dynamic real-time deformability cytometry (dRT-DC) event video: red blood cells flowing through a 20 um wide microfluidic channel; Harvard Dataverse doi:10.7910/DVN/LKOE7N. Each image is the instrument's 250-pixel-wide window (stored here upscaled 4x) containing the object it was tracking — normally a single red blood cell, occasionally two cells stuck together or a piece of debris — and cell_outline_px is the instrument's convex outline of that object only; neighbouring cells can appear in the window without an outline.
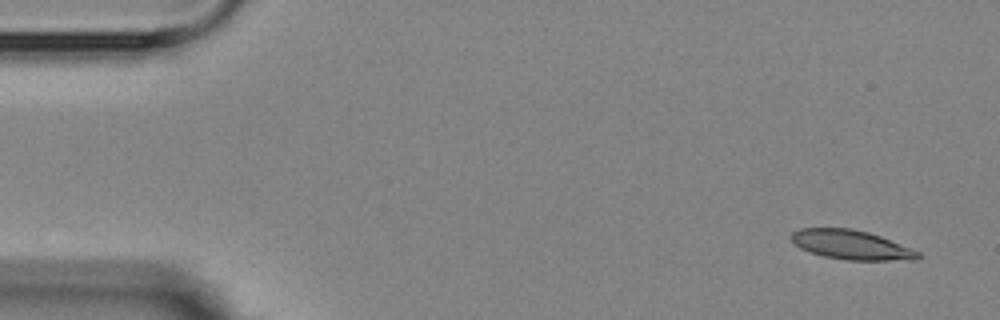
{"species": "Egyptian fruit bat (a non-hibernating species)", "species_latin": "Rousettus aegyptiacus", "temperature_condition": "room temperature", "stored_images_in_passage": 5, "camera_frame_rate_fps": 3000, "um_per_image_px": 0.085, "animal": {"sex": "female"}, "frame": {"image": 1, "passage_image": 1, "time_ms": 0.0, "image_size_px": [1000, 320], "cell_outline_px": [[920, 256], [916, 260], [848, 260], [824, 256], [800, 248], [792, 240], [792, 232], [800, 228], [852, 228], [868, 232], [880, 236], [912, 248], [920, 252]], "centroid_in_image_um": [72.39, 20.81], "position_along_channel_um": 12.6, "area_um2": 21.5}}
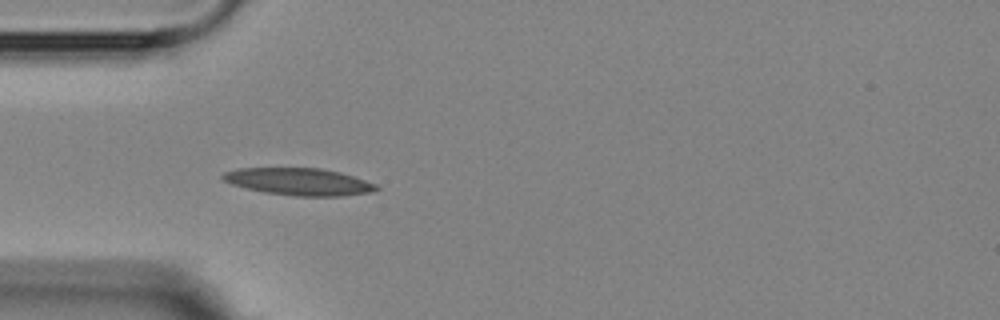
{"frame": {"image": 2, "passage_image": 5, "time_ms": 4.333, "image_size_px": [1000, 320], "cell_outline_px": [[380, 188], [372, 192], [344, 196], [296, 196], [264, 192], [232, 184], [224, 180], [220, 176], [224, 172], [236, 168], [320, 168], [340, 172], [376, 184]], "centroid_in_image_um": [25.41, 15.44], "position_along_channel_um": 59.6, "area_um2": 24.22}}